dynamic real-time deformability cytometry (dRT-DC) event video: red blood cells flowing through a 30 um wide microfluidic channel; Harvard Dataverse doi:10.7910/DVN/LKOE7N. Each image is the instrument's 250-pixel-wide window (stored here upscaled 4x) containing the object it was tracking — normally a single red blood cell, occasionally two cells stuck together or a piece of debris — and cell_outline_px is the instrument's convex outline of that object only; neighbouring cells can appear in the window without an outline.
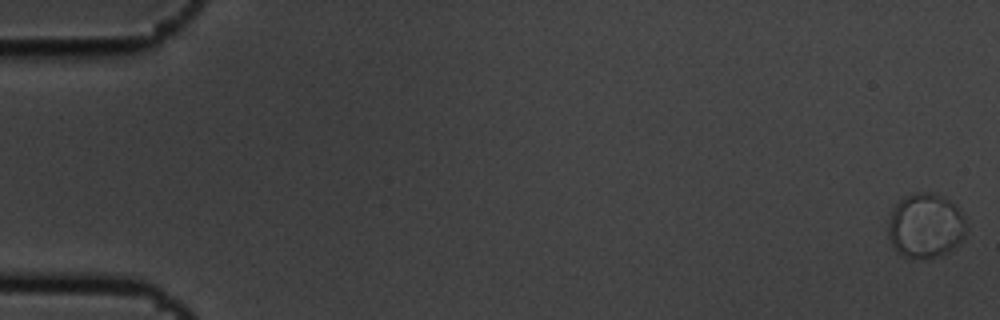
{"species": "common noctule bat (a hibernating species)", "species_latin": "Nyctalus noctula", "temperature_condition": "cold", "stored_images_in_passage": 10, "camera_frame_rate_fps": 3000, "um_per_image_px": 0.085, "animal": {"sex": "male", "body_mass_g": 19.5, "forearm_length_mm": 54.6}, "frame": {"image": 1, "passage_image": 1, "time_ms": 0.0, "image_size_px": [1000, 320], "cell_outline_px": [[968, 228], [964, 236], [948, 252], [932, 256], [900, 256], [896, 252], [888, 236], [888, 216], [892, 208], [904, 196], [916, 192], [936, 192], [948, 200], [964, 216]], "centroid_in_image_um": [78.64, 19.14], "position_along_channel_um": 6.4, "area_um2": 29.25}}
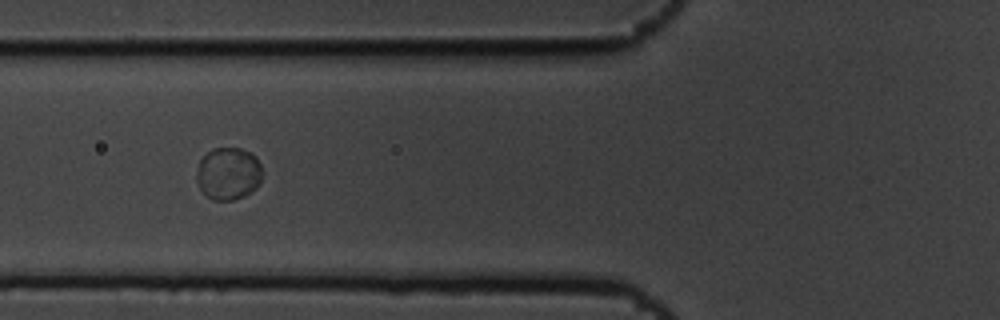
{"frame": {"image": 2, "passage_image": 7, "time_ms": 2.0, "image_size_px": [1000, 320], "cell_outline_px": [[260, 184], [256, 188], [244, 196], [236, 200], [212, 200], [200, 188], [196, 180], [196, 172], [200, 160], [212, 148], [240, 148], [252, 152], [256, 156], [260, 164]], "centroid_in_image_um": [19.41, 14.75], "position_along_channel_um": 106.4, "area_um2": 20.11}}
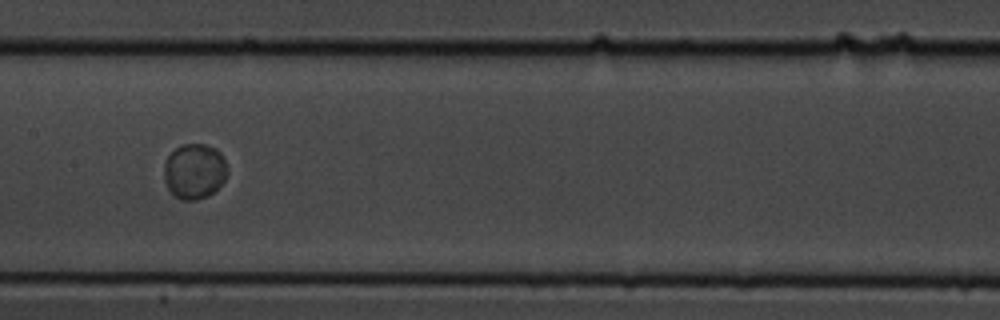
{"frame": {"image": 3, "passage_image": 9, "time_ms": 2.667, "image_size_px": [1000, 320], "cell_outline_px": [[228, 172], [224, 180], [208, 196], [196, 200], [180, 200], [168, 188], [164, 180], [164, 164], [168, 156], [180, 144], [204, 144], [216, 148], [220, 152], [228, 168]], "centroid_in_image_um": [16.52, 14.54], "position_along_channel_um": 190.9, "area_um2": 20.4}}